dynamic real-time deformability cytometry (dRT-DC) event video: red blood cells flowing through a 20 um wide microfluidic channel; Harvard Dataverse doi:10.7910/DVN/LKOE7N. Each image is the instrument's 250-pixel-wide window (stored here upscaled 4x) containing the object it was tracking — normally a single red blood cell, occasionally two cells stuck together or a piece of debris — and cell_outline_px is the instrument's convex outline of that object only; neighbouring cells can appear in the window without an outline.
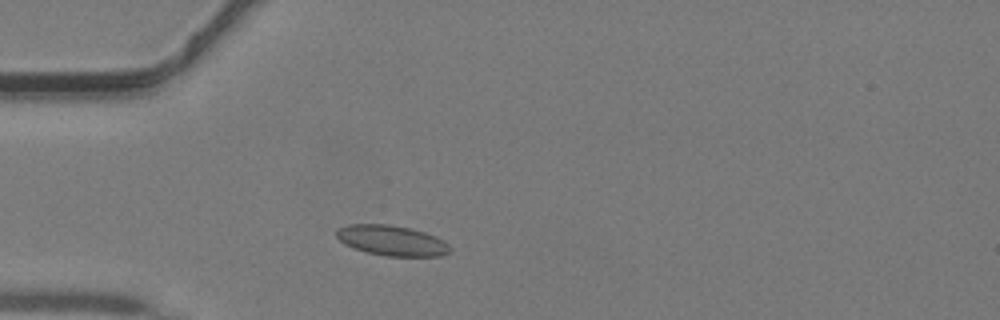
{"species": "common noctule bat (a hibernating species)", "species_latin": "Nyctalus noctula", "temperature_condition": "warm", "stored_images_in_passage": 30, "camera_frame_rate_fps": 3000, "um_per_image_px": 0.085, "animal": {"sex": "male", "body_mass_g": 19.2, "forearm_length_mm": 51.8}, "frame": {"image": 1, "passage_image": 2, "time_ms": 0.333, "image_size_px": [1000, 320], "cell_outline_px": [[452, 248], [448, 252], [440, 256], [384, 256], [352, 248], [344, 244], [336, 236], [336, 228], [348, 224], [388, 224], [408, 228], [424, 232], [436, 236], [444, 240]], "centroid_in_image_um": [33.28, 20.44], "position_along_channel_um": 51.7, "area_um2": 20.11}}
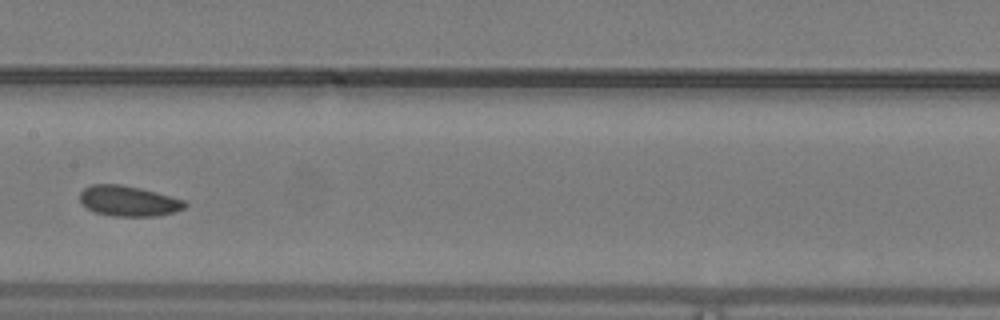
{"frame": {"image": 2, "passage_image": 12, "time_ms": 3.667, "image_size_px": [1000, 320], "cell_outline_px": [[188, 204], [184, 208], [176, 212], [156, 216], [112, 216], [96, 212], [88, 208], [80, 200], [80, 192], [84, 188], [92, 184], [120, 184], [140, 188], [156, 192], [184, 200]], "centroid_in_image_um": [10.94, 17.08], "position_along_channel_um": 196.5, "area_um2": 18.55}}
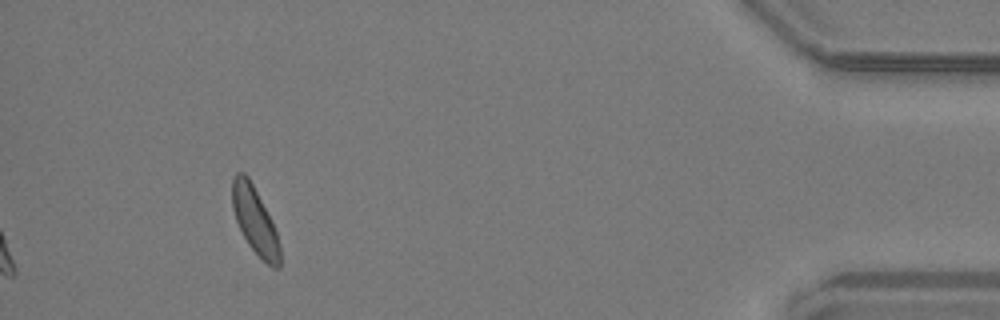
{"frame": {"image": 3, "passage_image": 30, "time_ms": 9.667, "image_size_px": [1000, 320], "cell_outline_px": [[280, 268], [272, 268], [248, 244], [236, 220], [232, 208], [232, 176], [236, 172], [244, 172], [248, 176], [272, 220], [280, 244]], "centroid_in_image_um": [21.66, 18.71], "position_along_channel_um": 413.5, "area_um2": 18.44}}